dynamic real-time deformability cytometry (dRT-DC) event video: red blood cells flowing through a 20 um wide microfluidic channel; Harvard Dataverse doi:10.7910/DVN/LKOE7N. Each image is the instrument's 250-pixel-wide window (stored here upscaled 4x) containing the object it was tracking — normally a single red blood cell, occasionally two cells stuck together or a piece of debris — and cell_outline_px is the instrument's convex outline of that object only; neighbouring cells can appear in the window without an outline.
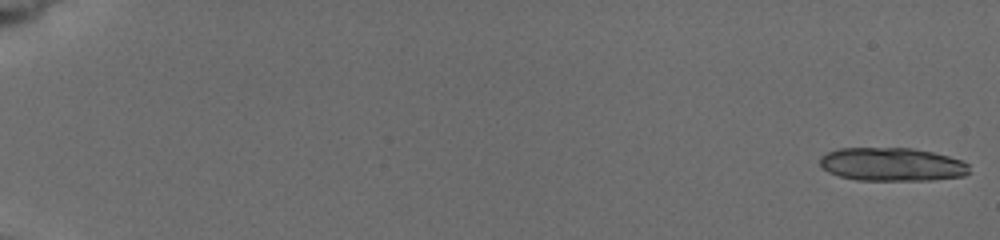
{"species": "common noctule bat (a hibernating species)", "species_latin": "Nyctalus noctula", "temperature_condition": "cold", "stored_images_in_passage": 98, "camera_frame_rate_fps": 3000, "um_per_image_px": 0.085, "animal": {"sex": "female", "body_mass_g": 19.5, "forearm_length_mm": 54.1}, "frame": {"image": 1, "passage_image": 1, "time_ms": 0.0, "image_size_px": [1000, 240], "cell_outline_px": [[968, 172], [964, 176], [932, 180], [856, 180], [840, 176], [828, 172], [820, 164], [820, 156], [836, 148], [912, 148], [932, 152], [964, 160], [968, 164]], "centroid_in_image_um": [75.82, 13.97], "position_along_channel_um": 9.2, "area_um2": 29.13}}
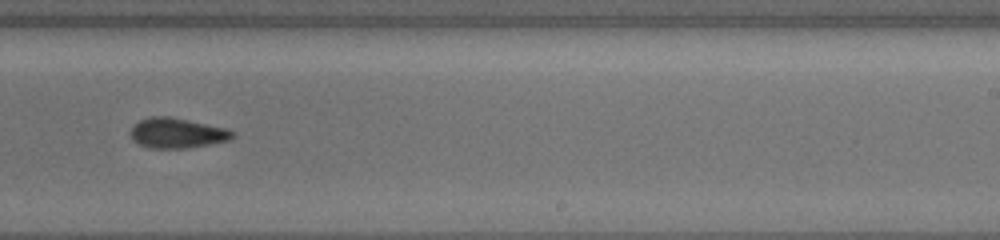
{"frame": {"image": 2, "passage_image": 59, "time_ms": 12.333, "image_size_px": [1000, 240], "cell_outline_px": [[236, 136], [228, 140], [188, 148], [148, 148], [132, 140], [132, 124], [148, 116], [168, 116], [228, 128], [236, 132]], "centroid_in_image_um": [15.06, 11.3], "position_along_channel_um": 273.9, "area_um2": 17.98}}
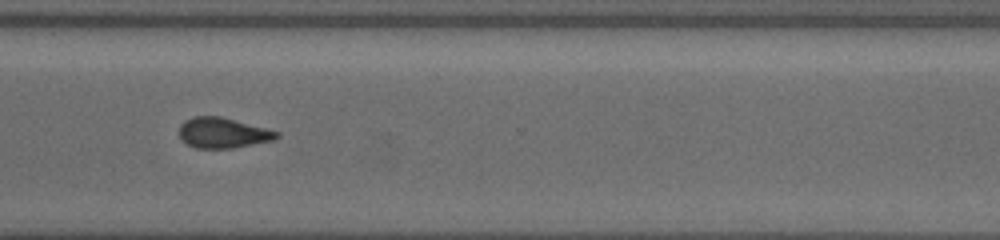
{"frame": {"image": 3, "passage_image": 73, "time_ms": 14.333, "image_size_px": [1000, 240], "cell_outline_px": [[280, 136], [276, 140], [232, 148], [196, 148], [188, 144], [180, 136], [180, 124], [184, 120], [192, 116], [220, 116], [280, 132]], "centroid_in_image_um": [18.97, 11.29], "position_along_channel_um": 351.6, "area_um2": 17.22}}